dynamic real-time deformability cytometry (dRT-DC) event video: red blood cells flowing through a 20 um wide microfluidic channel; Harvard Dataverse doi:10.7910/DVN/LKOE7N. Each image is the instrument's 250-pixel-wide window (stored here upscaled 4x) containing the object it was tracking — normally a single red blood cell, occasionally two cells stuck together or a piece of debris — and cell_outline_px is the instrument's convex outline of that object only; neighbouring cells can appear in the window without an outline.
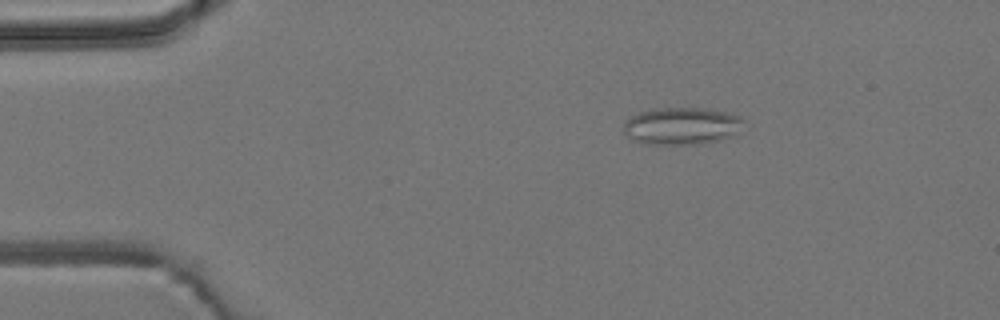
{"species": "common noctule bat (a hibernating species)", "species_latin": "Nyctalus noctula", "temperature_condition": "room temperature", "stored_images_in_passage": 3, "camera_frame_rate_fps": 3000, "um_per_image_px": 0.085, "animal": {"sex": "male", "body_mass_g": 19.2, "forearm_length_mm": 51.8}, "frame": {"image": 1, "passage_image": 2, "time_ms": 1.333, "image_size_px": [1000, 320], "cell_outline_px": [[744, 120], [732, 136], [720, 140], [700, 144], [644, 144], [632, 140], [624, 132], [624, 124], [628, 116], [652, 108], [700, 108], [724, 112], [740, 116]], "centroid_in_image_um": [57.88, 10.71], "position_along_channel_um": 27.1, "area_um2": 26.01}}